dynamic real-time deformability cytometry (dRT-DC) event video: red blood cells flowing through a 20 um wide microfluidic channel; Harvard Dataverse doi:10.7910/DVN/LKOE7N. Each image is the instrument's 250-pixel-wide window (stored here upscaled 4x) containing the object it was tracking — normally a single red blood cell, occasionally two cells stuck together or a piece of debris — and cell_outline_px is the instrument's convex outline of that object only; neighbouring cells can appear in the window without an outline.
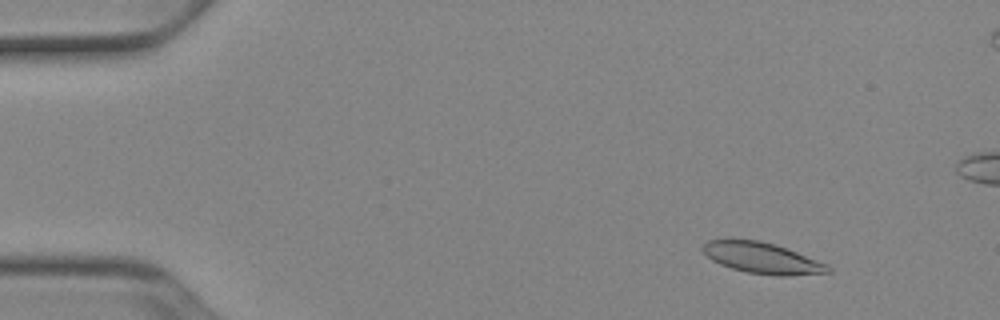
{"species": "Egyptian fruit bat (a non-hibernating species)", "species_latin": "Rousettus aegyptiacus", "temperature_condition": "cold", "stored_images_in_passage": 53, "camera_frame_rate_fps": 3000, "um_per_image_px": 0.085, "animal": {"sex": "female"}, "frame": {"image": 1, "passage_image": 6, "time_ms": 1.667, "image_size_px": [1000, 320], "cell_outline_px": [[832, 272], [788, 276], [780, 276], [748, 272], [732, 268], [720, 264], [712, 260], [700, 248], [708, 240], [760, 240], [776, 244], [828, 264], [832, 268]], "centroid_in_image_um": [64.82, 21.93], "position_along_channel_um": 20.2, "area_um2": 22.48}}
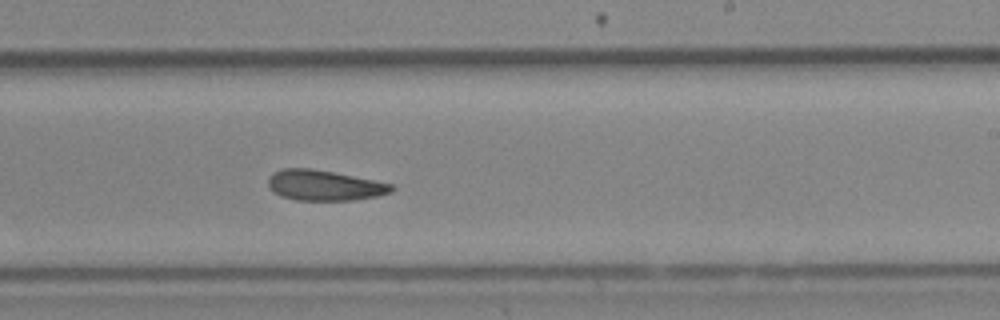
{"frame": {"image": 2, "passage_image": 32, "time_ms": 10.333, "image_size_px": [1000, 320], "cell_outline_px": [[396, 188], [392, 192], [376, 196], [352, 200], [296, 200], [280, 196], [272, 192], [268, 184], [268, 176], [272, 172], [280, 168], [308, 168], [332, 172], [376, 180], [392, 184]], "centroid_in_image_um": [27.54, 15.75], "position_along_channel_um": 261.5, "area_um2": 22.02}}
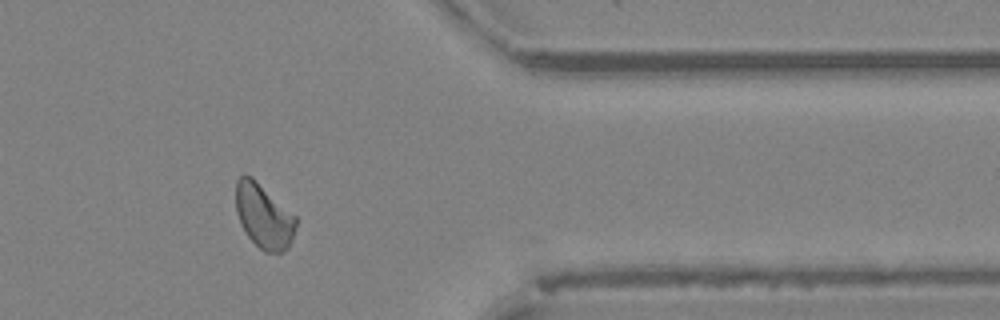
{"frame": {"image": 3, "passage_image": 43, "time_ms": 14.0, "image_size_px": [1000, 320], "cell_outline_px": [[296, 224], [288, 248], [284, 252], [264, 252], [244, 232], [240, 224], [236, 212], [236, 180], [240, 176], [252, 176], [296, 216]], "centroid_in_image_um": [22.4, 18.37], "position_along_channel_um": 389.0, "area_um2": 22.43}, "authors_computed_cell_mechanics": {"area_um2": 22.4842, "velocity_mm_per_s": 3.8915, "shape_relaxation_time_tau1_ms": null, "shape_relaxation_time_tau2_ms": 6.3738, "deformation_change_tau1": null, "deformation_change_tau2": 0.1346}}